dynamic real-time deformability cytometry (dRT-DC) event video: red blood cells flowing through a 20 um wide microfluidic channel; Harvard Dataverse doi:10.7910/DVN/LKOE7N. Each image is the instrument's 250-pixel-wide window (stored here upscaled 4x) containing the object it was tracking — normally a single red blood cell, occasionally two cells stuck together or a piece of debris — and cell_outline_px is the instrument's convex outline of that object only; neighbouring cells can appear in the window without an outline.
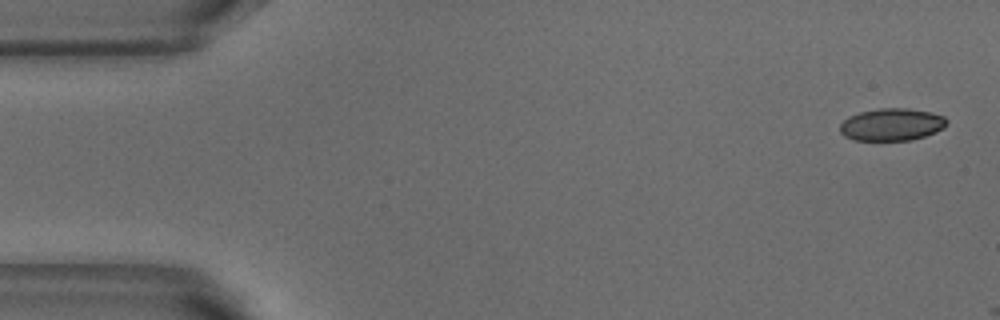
{"species": "common noctule bat (a hibernating species)", "species_latin": "Nyctalus noctula", "temperature_condition": "warm", "stored_images_in_passage": 6, "camera_frame_rate_fps": 3000, "um_per_image_px": 0.085, "animal": {"sex": "male", "body_mass_g": 18.8}, "frame": {"image": 1, "passage_image": 1, "time_ms": 0.0, "image_size_px": [1000, 320], "cell_outline_px": [[948, 124], [944, 128], [936, 132], [912, 140], [852, 140], [844, 136], [840, 132], [840, 124], [848, 116], [860, 112], [880, 108], [908, 108], [932, 112], [944, 116], [948, 120]], "centroid_in_image_um": [75.82, 10.58], "position_along_channel_um": 9.2, "area_um2": 20.35}}